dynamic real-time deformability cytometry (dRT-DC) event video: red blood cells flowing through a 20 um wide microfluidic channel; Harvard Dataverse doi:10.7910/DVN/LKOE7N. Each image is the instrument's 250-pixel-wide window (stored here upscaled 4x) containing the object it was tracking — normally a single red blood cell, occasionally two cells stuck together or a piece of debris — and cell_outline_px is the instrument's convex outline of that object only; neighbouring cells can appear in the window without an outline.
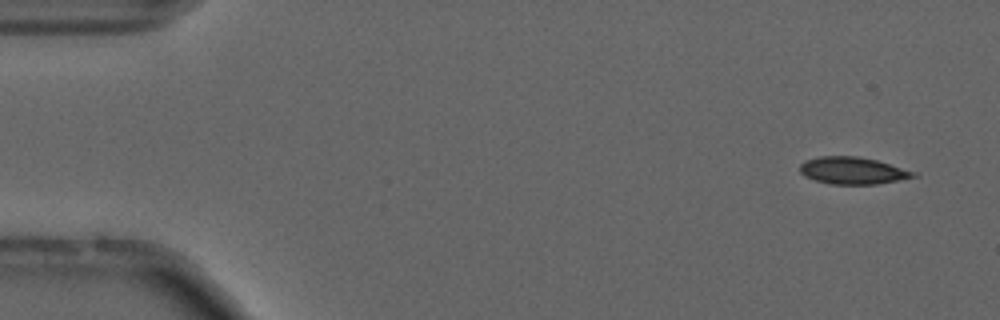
{"species": "common noctule bat (a hibernating species)", "species_latin": "Nyctalus noctula", "temperature_condition": "cold", "stored_images_in_passage": 17, "camera_frame_rate_fps": 3000, "um_per_image_px": 0.085, "animal": {"sex": "male", "forearm_length_mm": 52.5}, "frame": {"image": 1, "passage_image": 3, "time_ms": 0.667, "image_size_px": [1000, 320], "cell_outline_px": [[920, 176], [876, 184], [832, 184], [816, 180], [804, 176], [800, 172], [800, 164], [808, 160], [820, 156], [856, 156], [876, 160], [920, 172]], "centroid_in_image_um": [72.56, 14.5], "position_along_channel_um": 12.4, "area_um2": 17.98}}